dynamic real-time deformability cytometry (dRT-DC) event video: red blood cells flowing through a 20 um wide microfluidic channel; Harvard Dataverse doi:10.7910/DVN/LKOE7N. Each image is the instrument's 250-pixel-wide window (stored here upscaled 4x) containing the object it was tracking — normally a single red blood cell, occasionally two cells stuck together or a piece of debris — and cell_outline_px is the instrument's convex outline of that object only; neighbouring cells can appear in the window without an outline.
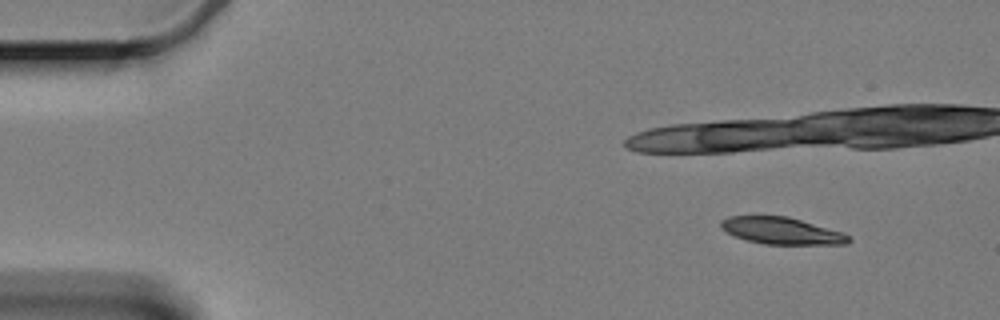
{"species": "Egyptian fruit bat (a non-hibernating species)", "species_latin": "Rousettus aegyptiacus", "temperature_condition": "cold", "stored_images_in_passage": 17, "camera_frame_rate_fps": 3000, "um_per_image_px": 0.085, "animal": {"sex": "female"}, "frame": {"image": 1, "passage_image": 1, "time_ms": 0.0, "image_size_px": [1000, 320], "cell_outline_px": [[852, 240], [848, 244], [764, 244], [748, 240], [736, 236], [720, 228], [720, 220], [728, 216], [788, 216], [844, 232], [852, 236]], "centroid_in_image_um": [66.49, 19.61], "position_along_channel_um": 18.5, "area_um2": 20.11}}